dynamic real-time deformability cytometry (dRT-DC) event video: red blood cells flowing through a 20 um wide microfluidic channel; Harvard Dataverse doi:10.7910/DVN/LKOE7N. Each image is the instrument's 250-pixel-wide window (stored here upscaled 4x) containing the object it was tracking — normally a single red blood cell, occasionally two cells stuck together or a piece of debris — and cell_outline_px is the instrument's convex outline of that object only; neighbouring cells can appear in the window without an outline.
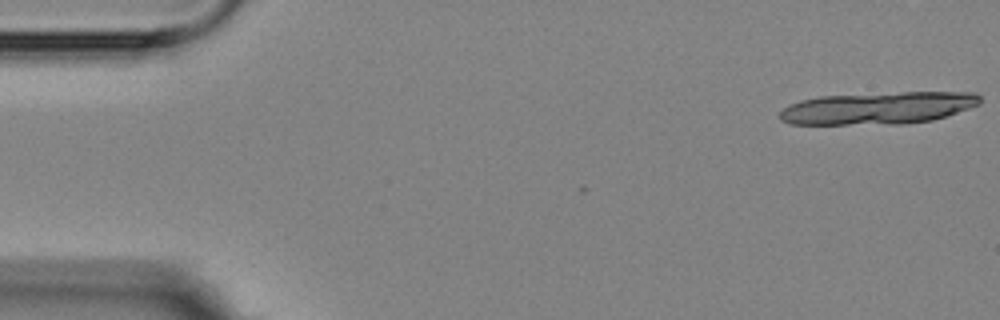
{"species": "Egyptian fruit bat (a non-hibernating species)", "species_latin": "Rousettus aegyptiacus", "temperature_condition": "room temperature", "stored_images_in_passage": 5, "camera_frame_rate_fps": 3000, "um_per_image_px": 0.085, "animal": {"sex": "female"}, "frame": {"image": 1, "passage_image": 1, "time_ms": 0.0, "image_size_px": [1000, 320], "cell_outline_px": [[980, 104], [932, 120], [904, 124], [788, 124], [780, 120], [780, 112], [788, 104], [800, 100], [820, 96], [904, 92], [976, 92], [980, 96]], "centroid_in_image_um": [74.61, 9.18], "position_along_channel_um": 10.4, "area_um2": 37.63}}